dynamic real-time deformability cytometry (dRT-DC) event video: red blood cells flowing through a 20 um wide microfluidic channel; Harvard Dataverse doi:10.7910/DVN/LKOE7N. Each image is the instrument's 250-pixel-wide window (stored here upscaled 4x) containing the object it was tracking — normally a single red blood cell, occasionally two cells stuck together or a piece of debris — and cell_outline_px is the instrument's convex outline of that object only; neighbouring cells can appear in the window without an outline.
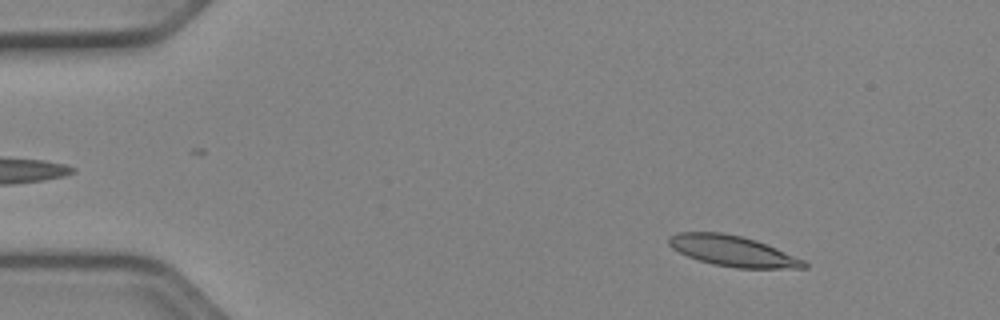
{"species": "Egyptian fruit bat (a non-hibernating species)", "species_latin": "Rousettus aegyptiacus", "temperature_condition": "cold", "stored_images_in_passage": 52, "camera_frame_rate_fps": 3000, "um_per_image_px": 0.085, "animal": {"sex": "female"}, "frame": {"image": 1, "passage_image": 7, "time_ms": 2.0, "image_size_px": [1000, 320], "cell_outline_px": [[808, 268], [736, 268], [716, 264], [700, 260], [688, 256], [672, 248], [668, 244], [668, 236], [680, 232], [720, 232], [740, 236], [756, 240], [776, 248], [804, 260], [808, 264]], "centroid_in_image_um": [62.28, 21.33], "position_along_channel_um": 22.7, "area_um2": 23.87}}
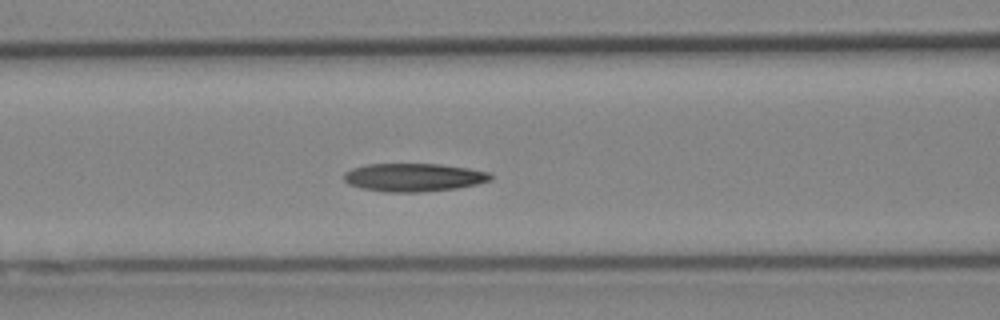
{"frame": {"image": 2, "passage_image": 22, "time_ms": 7.0, "image_size_px": [1000, 320], "cell_outline_px": [[492, 180], [476, 184], [456, 188], [420, 192], [384, 192], [360, 188], [348, 184], [344, 180], [344, 172], [352, 168], [368, 164], [440, 164], [468, 168], [488, 172], [492, 176]], "centroid_in_image_um": [35.13, 15.08], "position_along_channel_um": 131.5, "area_um2": 24.1}}
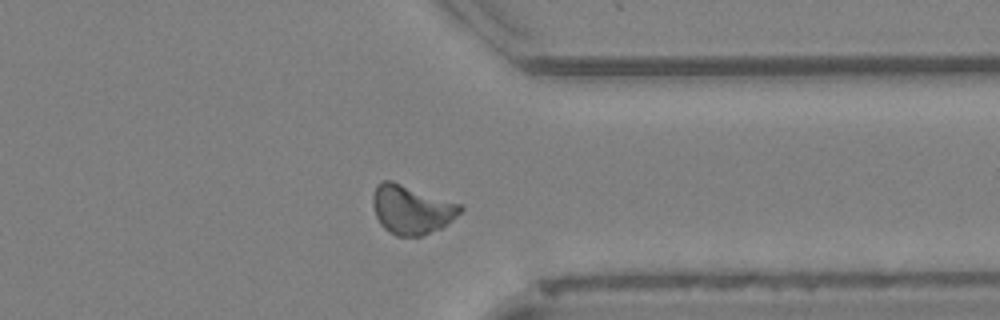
{"frame": {"image": 3, "passage_image": 41, "time_ms": 13.333, "image_size_px": [1000, 320], "cell_outline_px": [[464, 208], [452, 220], [440, 228], [420, 236], [396, 236], [384, 228], [380, 224], [376, 216], [372, 204], [372, 196], [376, 184], [384, 180], [392, 180], [464, 204]], "centroid_in_image_um": [34.98, 17.78], "position_along_channel_um": 376.4, "area_um2": 25.2}, "authors_computed_cell_mechanics": {"area_um2": 23.4957, "velocity_mm_per_s": 3.9086, "shape_relaxation_time_tau1_ms": null, "shape_relaxation_time_tau2_ms": 3.2216, "deformation_change_tau1": null, "deformation_change_tau2": 0.0945}}